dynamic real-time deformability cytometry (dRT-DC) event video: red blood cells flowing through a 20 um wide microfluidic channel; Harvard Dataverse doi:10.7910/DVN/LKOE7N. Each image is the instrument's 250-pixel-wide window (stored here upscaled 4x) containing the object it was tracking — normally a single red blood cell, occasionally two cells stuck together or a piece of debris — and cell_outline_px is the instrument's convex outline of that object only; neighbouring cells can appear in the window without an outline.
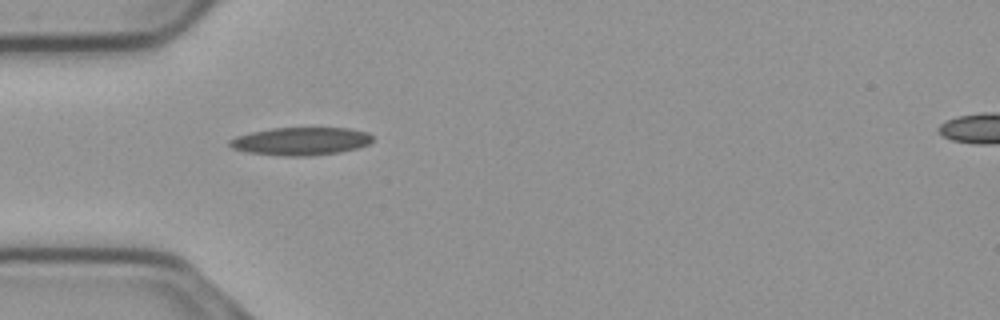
{"species": "common noctule bat (a hibernating species)", "species_latin": "Nyctalus noctula", "temperature_condition": "cold", "stored_images_in_passage": 39, "camera_frame_rate_fps": 3000, "um_per_image_px": 0.085, "animal": {"sex": "male", "body_mass_g": 23.1, "forearm_length_mm": 52.7}, "frame": {"image": 1, "passage_image": 1, "time_ms": 0.0, "image_size_px": [1000, 320], "cell_outline_px": [[372, 140], [368, 144], [356, 148], [336, 152], [304, 156], [288, 156], [248, 152], [232, 148], [228, 144], [228, 140], [236, 136], [252, 132], [272, 128], [348, 128], [368, 132], [372, 136]], "centroid_in_image_um": [25.54, 11.99], "position_along_channel_um": 59.5, "area_um2": 22.95}}
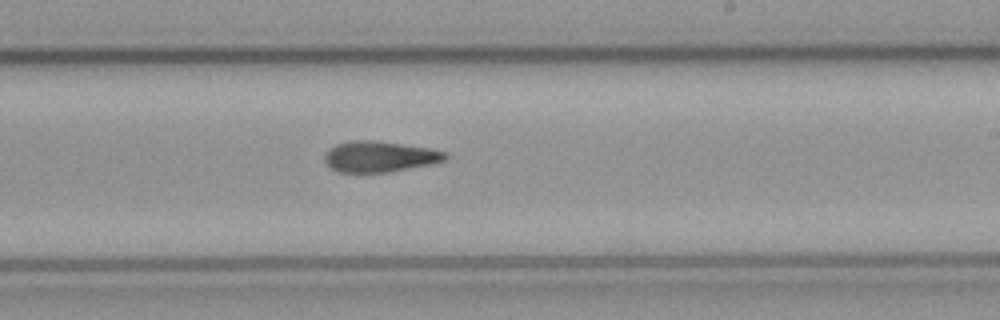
{"frame": {"image": 2, "passage_image": 17, "time_ms": 5.333, "image_size_px": [1000, 320], "cell_outline_px": [[448, 156], [444, 160], [432, 164], [388, 172], [336, 172], [324, 160], [324, 156], [336, 144], [352, 140], [372, 140], [432, 148], [444, 152]], "centroid_in_image_um": [32.28, 13.31], "position_along_channel_um": 256.7, "area_um2": 21.5}}
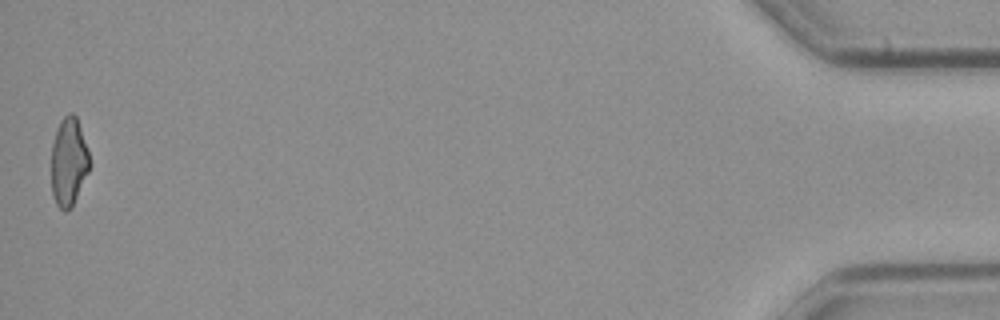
{"frame": {"image": 3, "passage_image": 39, "time_ms": 12.667, "image_size_px": [1000, 320], "cell_outline_px": [[88, 172], [72, 204], [64, 212], [56, 204], [52, 196], [52, 144], [60, 120], [68, 112], [72, 112], [76, 116], [88, 152]], "centroid_in_image_um": [5.81, 13.73], "position_along_channel_um": 429.4, "area_um2": 19.07}, "authors_computed_cell_mechanics": {"area_um2": 21.4438, "velocity_mm_per_s": 3.7297, "shape_relaxation_time_tau1_ms": null, "shape_relaxation_time_tau2_ms": 4.0628, "deformation_change_tau1": null, "deformation_change_tau2": 0.1346}}